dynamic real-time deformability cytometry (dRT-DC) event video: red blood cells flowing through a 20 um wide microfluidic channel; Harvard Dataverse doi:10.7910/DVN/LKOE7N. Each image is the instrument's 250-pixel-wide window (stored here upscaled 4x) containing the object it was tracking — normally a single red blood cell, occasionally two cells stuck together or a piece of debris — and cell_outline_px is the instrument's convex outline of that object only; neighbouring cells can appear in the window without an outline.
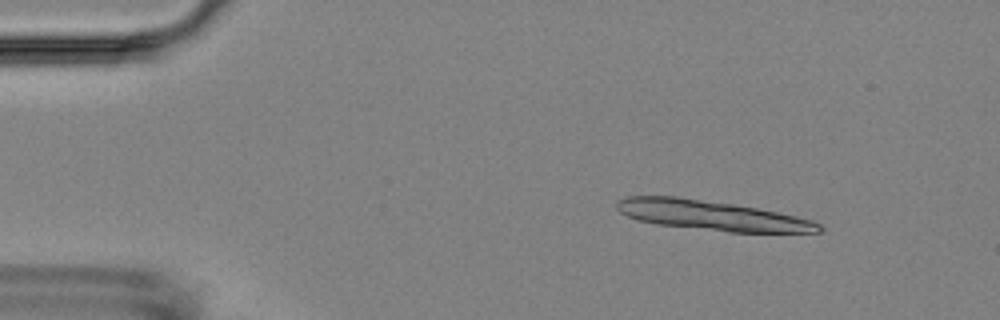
{"species": "Egyptian fruit bat (a non-hibernating species)", "species_latin": "Rousettus aegyptiacus", "temperature_condition": "room temperature", "stored_images_in_passage": 5, "camera_frame_rate_fps": 3000, "um_per_image_px": 0.085, "animal": {"sex": "female"}, "frame": {"image": 1, "passage_image": 2, "time_ms": 1.0, "image_size_px": [1000, 320], "cell_outline_px": [[824, 228], [820, 232], [728, 232], [656, 224], [636, 220], [620, 212], [616, 208], [616, 200], [624, 196], [676, 196], [732, 204], [756, 208], [796, 216], [812, 220], [820, 224]], "centroid_in_image_um": [60.44, 18.31], "position_along_channel_um": 24.6, "area_um2": 35.03}}